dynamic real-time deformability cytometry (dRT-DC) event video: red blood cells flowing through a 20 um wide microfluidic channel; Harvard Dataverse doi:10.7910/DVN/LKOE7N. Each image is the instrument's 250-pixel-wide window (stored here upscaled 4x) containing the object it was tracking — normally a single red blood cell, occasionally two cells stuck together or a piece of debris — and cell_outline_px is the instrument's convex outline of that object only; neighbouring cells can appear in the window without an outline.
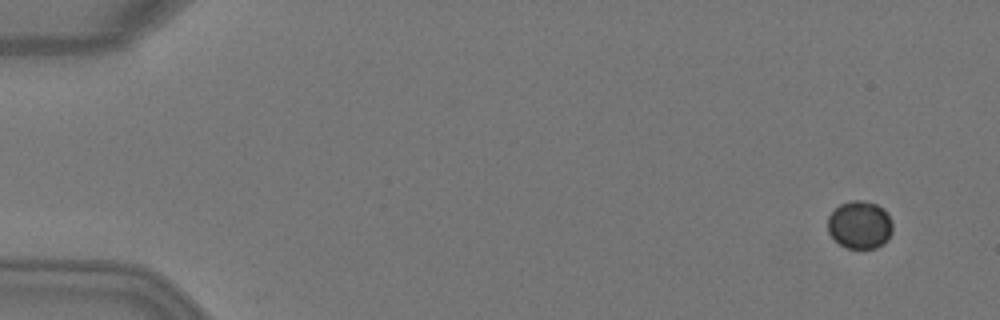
{"species": "Egyptian fruit bat (a non-hibernating species)", "species_latin": "Rousettus aegyptiacus", "temperature_condition": "warm", "stored_images_in_passage": 7, "camera_frame_rate_fps": 3000, "um_per_image_px": 0.085, "animal": {"sex": "female"}, "frame": {"image": 1, "passage_image": 1, "time_ms": 0.0, "image_size_px": [1000, 320], "cell_outline_px": [[892, 232], [888, 240], [884, 244], [876, 248], [848, 248], [840, 244], [828, 232], [828, 216], [840, 204], [852, 200], [860, 200], [876, 204], [884, 208], [888, 212], [892, 220]], "centroid_in_image_um": [73.12, 19.11], "position_along_channel_um": 11.9, "area_um2": 18.21}}
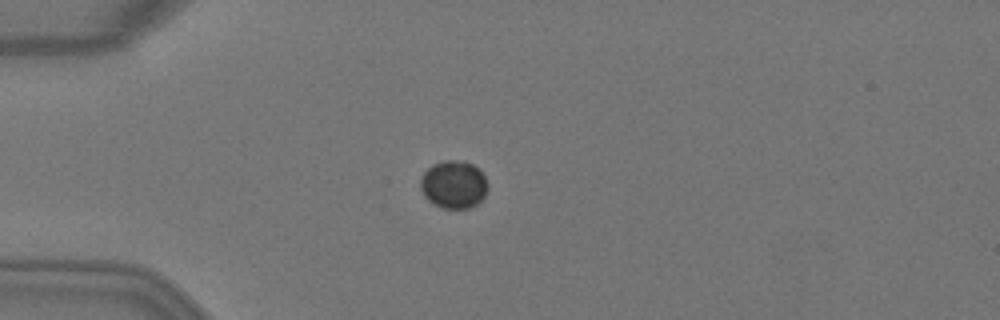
{"frame": {"image": 2, "passage_image": 4, "time_ms": 1.0, "image_size_px": [1000, 320], "cell_outline_px": [[488, 188], [484, 196], [476, 204], [468, 208], [444, 208], [428, 200], [424, 196], [420, 188], [420, 180], [424, 172], [432, 164], [444, 160], [456, 160], [472, 164], [480, 168], [488, 184]], "centroid_in_image_um": [38.56, 15.66], "position_along_channel_um": 46.4, "area_um2": 18.73}}
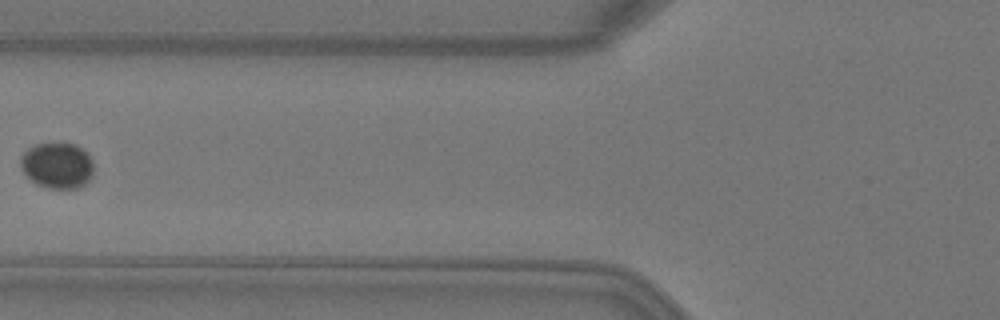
{"frame": {"image": 3, "passage_image": 6, "time_ms": 1.667, "image_size_px": [1000, 320], "cell_outline_px": [[92, 176], [80, 188], [48, 188], [36, 184], [20, 168], [20, 156], [28, 148], [36, 144], [76, 144], [92, 160]], "centroid_in_image_um": [4.84, 14.08], "position_along_channel_um": 121.0, "area_um2": 19.31}}